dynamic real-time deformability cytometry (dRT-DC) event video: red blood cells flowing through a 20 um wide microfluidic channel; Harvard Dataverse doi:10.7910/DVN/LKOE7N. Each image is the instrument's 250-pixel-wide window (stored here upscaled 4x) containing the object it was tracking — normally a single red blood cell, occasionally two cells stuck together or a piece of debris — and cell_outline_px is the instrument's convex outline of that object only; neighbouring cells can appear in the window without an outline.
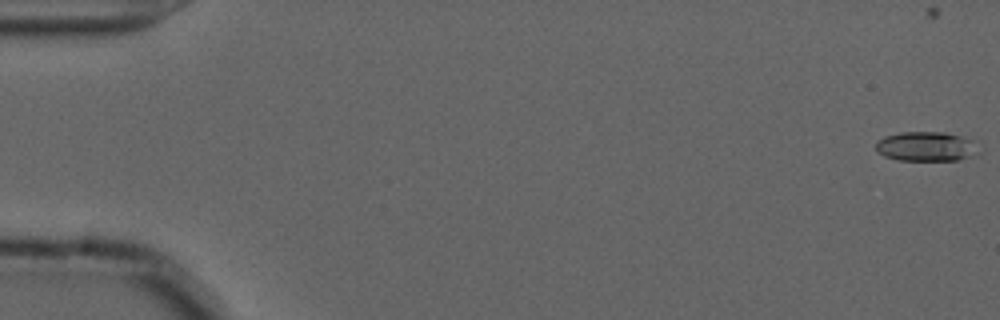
{"species": "common noctule bat (a hibernating species)", "species_latin": "Nyctalus noctula", "temperature_condition": "cold", "stored_images_in_passage": 3, "camera_frame_rate_fps": 3000, "um_per_image_px": 0.085, "animal": {"sex": "male", "forearm_length_mm": 52.5}, "frame": {"image": 1, "passage_image": 1, "time_ms": 0.0, "image_size_px": [1000, 320], "cell_outline_px": [[972, 140], [968, 156], [956, 160], [900, 160], [884, 156], [876, 148], [876, 140], [884, 136], [900, 132], [944, 132], [964, 136]], "centroid_in_image_um": [78.56, 12.42], "position_along_channel_um": 6.4, "area_um2": 16.99}}